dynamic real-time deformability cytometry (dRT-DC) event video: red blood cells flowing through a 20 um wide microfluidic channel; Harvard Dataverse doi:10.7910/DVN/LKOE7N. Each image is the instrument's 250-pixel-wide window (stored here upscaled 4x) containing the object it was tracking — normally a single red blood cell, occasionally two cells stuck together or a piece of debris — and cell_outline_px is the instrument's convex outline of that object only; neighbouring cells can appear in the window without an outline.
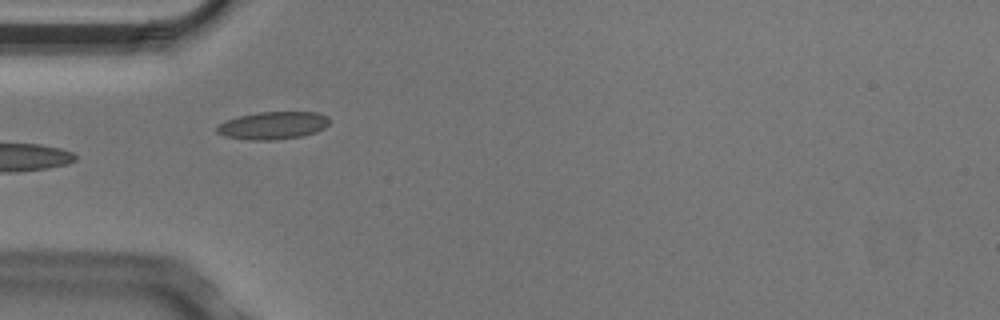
{"species": "Egyptian fruit bat (a non-hibernating species)", "species_latin": "Rousettus aegyptiacus", "temperature_condition": "cold", "stored_images_in_passage": 5, "camera_frame_rate_fps": 3000, "um_per_image_px": 0.085, "animal": {"sex": "male"}, "frame": {"image": 1, "passage_image": 5, "time_ms": 1.333, "image_size_px": [1000, 320], "cell_outline_px": [[328, 124], [324, 128], [316, 132], [304, 136], [276, 140], [248, 140], [224, 136], [216, 132], [216, 124], [224, 120], [240, 116], [260, 112], [316, 112], [328, 116]], "centroid_in_image_um": [23.17, 10.67], "position_along_channel_um": 61.8, "area_um2": 18.32}}